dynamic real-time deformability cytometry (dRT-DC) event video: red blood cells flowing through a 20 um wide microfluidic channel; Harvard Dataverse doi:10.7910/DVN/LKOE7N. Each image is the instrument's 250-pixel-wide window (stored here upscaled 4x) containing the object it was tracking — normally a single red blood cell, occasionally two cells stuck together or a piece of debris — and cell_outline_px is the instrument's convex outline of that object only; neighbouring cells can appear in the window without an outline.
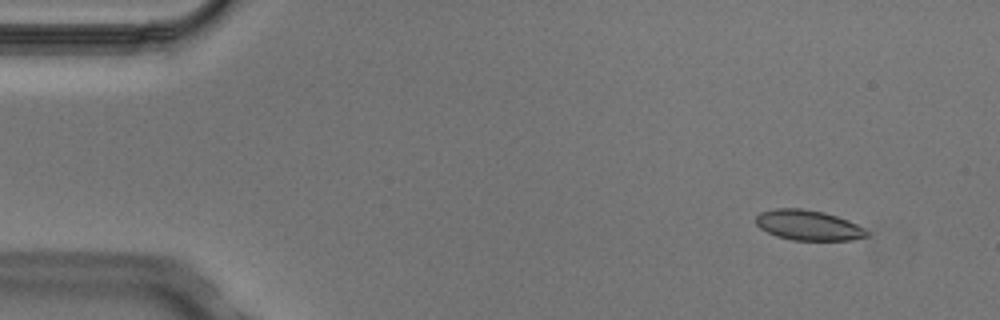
{"species": "Egyptian fruit bat (a non-hibernating species)", "species_latin": "Rousettus aegyptiacus", "temperature_condition": "cold", "stored_images_in_passage": 4, "segment_of_instrument_passage": [1, 2], "camera_frame_rate_fps": 3000, "um_per_image_px": 0.085, "animal": {"sex": "male"}, "frame": {"image": 1, "passage_image": 1, "time_ms": 0.0, "image_size_px": [1000, 320], "cell_outline_px": [[868, 236], [852, 240], [792, 240], [776, 236], [760, 228], [756, 224], [756, 216], [760, 212], [776, 208], [800, 208], [824, 212], [848, 220], [864, 228], [868, 232]], "centroid_in_image_um": [68.69, 19.14], "position_along_channel_um": 16.3, "area_um2": 19.48}}
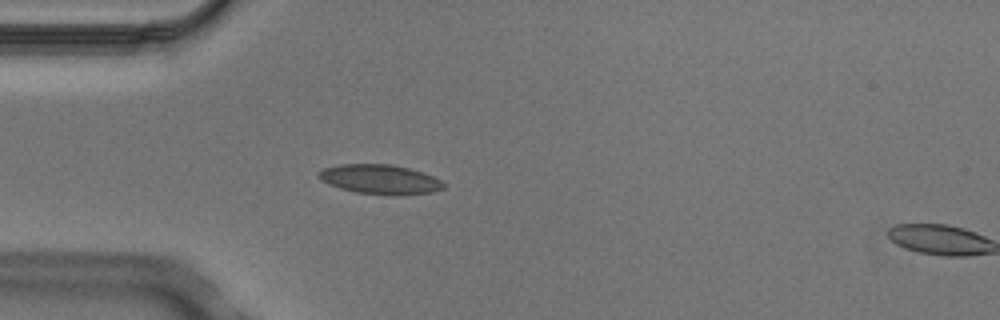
{"frame": {"image": 2, "passage_image": 3, "time_ms": 0.667, "image_size_px": [1000, 320], "cell_outline_px": [[444, 188], [432, 192], [400, 196], [356, 192], [340, 188], [328, 184], [320, 180], [316, 176], [324, 168], [340, 164], [392, 164], [408, 168], [432, 176], [440, 180], [444, 184]], "centroid_in_image_um": [32.28, 15.25], "position_along_channel_um": 52.7, "area_um2": 21.44}}